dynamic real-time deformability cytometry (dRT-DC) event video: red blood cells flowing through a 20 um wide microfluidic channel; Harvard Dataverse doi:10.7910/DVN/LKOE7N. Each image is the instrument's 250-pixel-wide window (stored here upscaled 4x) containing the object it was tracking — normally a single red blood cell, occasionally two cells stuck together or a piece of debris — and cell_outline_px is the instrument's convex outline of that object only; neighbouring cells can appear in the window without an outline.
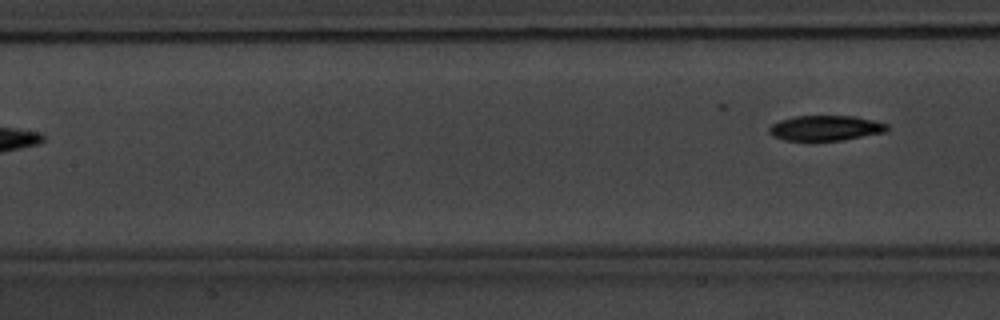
{"species": "common noctule bat (a hibernating species)", "species_latin": "Nyctalus noctula", "temperature_condition": "warm", "stored_images_in_passage": 4, "segment_of_instrument_passage": [2, 2], "camera_frame_rate_fps": 3000, "um_per_image_px": 0.085, "animal": {"sex": "male", "body_mass_g": 20.1, "forearm_length_mm": 53.5}, "frame": {"image": 1, "passage_image": 4, "time_ms": 3.667, "image_size_px": [1000, 320], "cell_outline_px": [[888, 128], [884, 132], [844, 140], [812, 144], [784, 140], [772, 136], [768, 132], [768, 128], [772, 124], [780, 120], [792, 116], [856, 116], [888, 124]], "centroid_in_image_um": [70.09, 10.93], "position_along_channel_um": 137.3, "area_um2": 18.15}}